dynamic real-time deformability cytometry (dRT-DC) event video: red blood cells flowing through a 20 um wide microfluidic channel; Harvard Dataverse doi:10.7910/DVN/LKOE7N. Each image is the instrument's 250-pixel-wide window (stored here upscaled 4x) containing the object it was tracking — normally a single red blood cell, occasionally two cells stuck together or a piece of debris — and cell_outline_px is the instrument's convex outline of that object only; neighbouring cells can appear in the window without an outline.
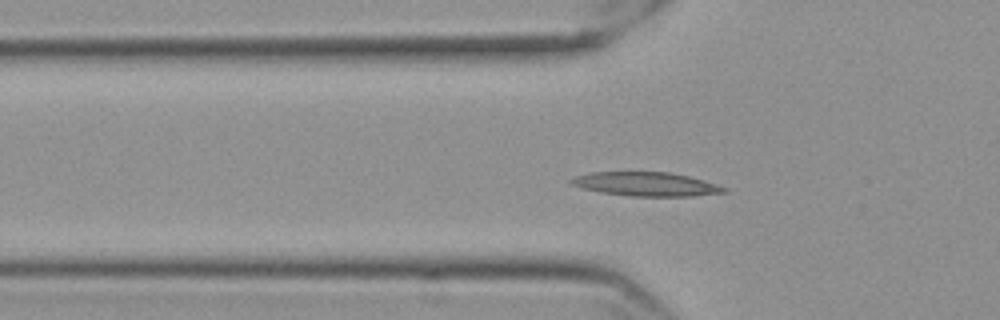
{"species": "Egyptian fruit bat (a non-hibernating species)", "species_latin": "Rousettus aegyptiacus", "temperature_condition": "cold", "stored_images_in_passage": 34, "camera_frame_rate_fps": 3000, "um_per_image_px": 0.085, "frame": {"image": 1, "passage_image": 4, "time_ms": 1.0, "image_size_px": [1000, 320], "cell_outline_px": [[728, 192], [692, 196], [632, 196], [600, 192], [568, 184], [568, 180], [576, 176], [592, 172], [668, 172], [688, 176], [728, 188]], "centroid_in_image_um": [54.89, 15.65], "position_along_channel_um": 70.9, "area_um2": 21.15}}
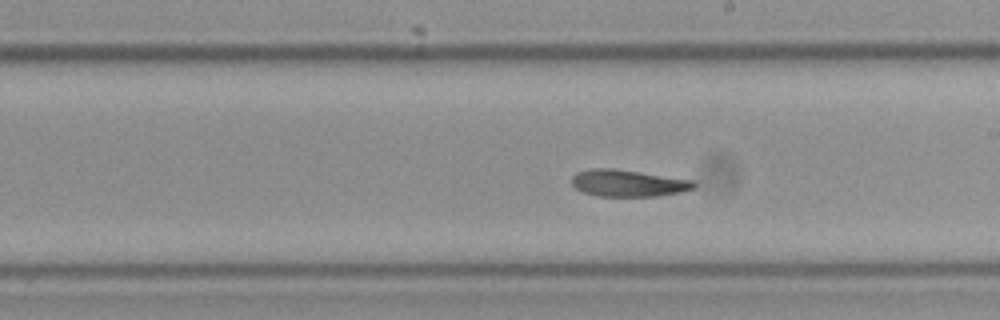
{"frame": {"image": 2, "passage_image": 18, "time_ms": 5.667, "image_size_px": [1000, 320], "cell_outline_px": [[696, 188], [680, 192], [656, 196], [596, 196], [584, 192], [576, 188], [572, 184], [572, 176], [576, 172], [592, 168], [612, 168], [692, 180], [696, 184]], "centroid_in_image_um": [53.36, 15.57], "position_along_channel_um": 235.6, "area_um2": 18.96}}
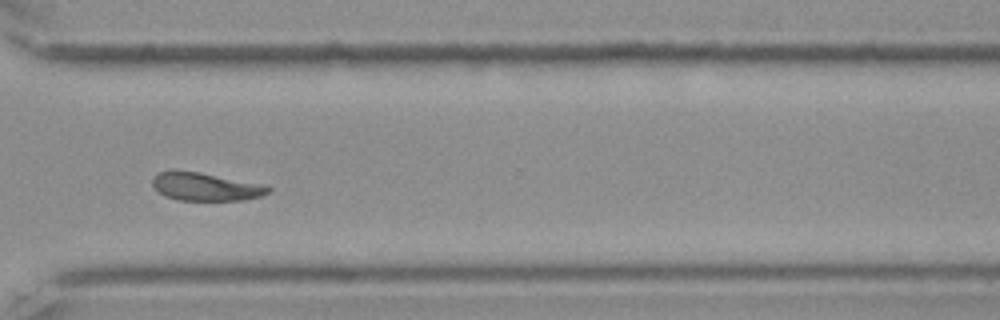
{"frame": {"image": 3, "passage_image": 28, "time_ms": 9.0, "image_size_px": [1000, 320], "cell_outline_px": [[272, 192], [260, 196], [244, 200], [176, 200], [164, 196], [152, 184], [152, 176], [160, 172], [200, 172], [260, 184], [272, 188]], "centroid_in_image_um": [17.49, 15.89], "position_along_channel_um": 353.1, "area_um2": 18.55}, "authors_computed_cell_mechanics": {"area_um2": 19.5075, "velocity_mm_per_s": 3.5253, "shape_relaxation_time_tau1_ms": 10.8362, "shape_relaxation_time_tau2_ms": 4.3312, "deformation_change_tau1": 0.221, "deformation_change_tau2": 0.108}}